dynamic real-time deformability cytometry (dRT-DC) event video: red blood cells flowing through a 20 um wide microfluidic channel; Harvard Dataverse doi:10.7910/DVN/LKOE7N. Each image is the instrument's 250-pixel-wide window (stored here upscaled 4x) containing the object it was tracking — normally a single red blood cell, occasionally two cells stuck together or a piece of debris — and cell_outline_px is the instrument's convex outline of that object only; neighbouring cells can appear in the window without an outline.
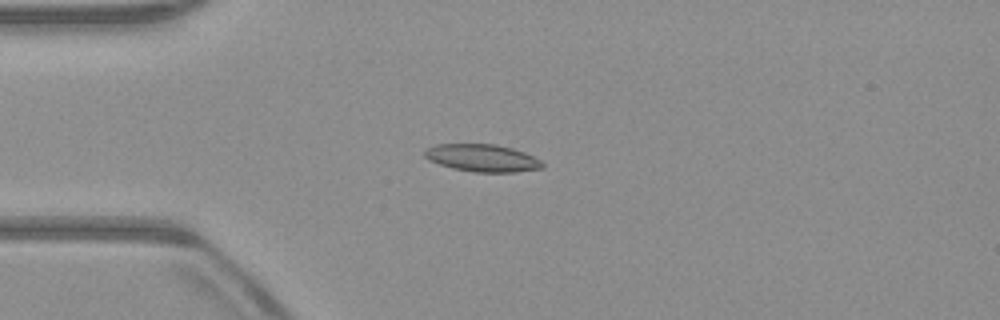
{"species": "common noctule bat (a hibernating species)", "species_latin": "Nyctalus noctula", "temperature_condition": "warm", "stored_images_in_passage": 52, "camera_frame_rate_fps": 3000, "um_per_image_px": 0.085, "animal": {"sex": "male", "body_mass_g": 23.1, "forearm_length_mm": 52.7}, "frame": {"image": 1, "passage_image": 13, "time_ms": 4.0, "image_size_px": [1000, 320], "cell_outline_px": [[544, 168], [516, 172], [472, 172], [452, 168], [428, 160], [424, 156], [424, 148], [436, 144], [496, 144], [512, 148], [524, 152], [540, 160], [544, 164]], "centroid_in_image_um": [40.97, 13.43], "position_along_channel_um": 44.0, "area_um2": 18.96}}
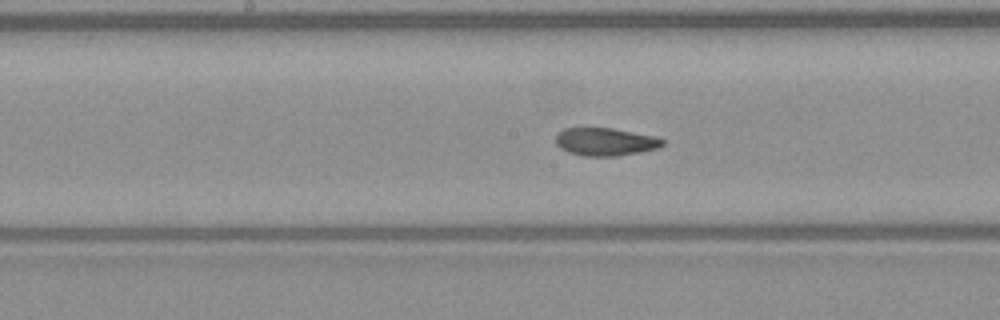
{"frame": {"image": 2, "passage_image": 26, "time_ms": 8.333, "image_size_px": [1000, 320], "cell_outline_px": [[664, 144], [660, 148], [640, 152], [616, 156], [584, 156], [568, 152], [560, 148], [556, 144], [556, 136], [564, 128], [612, 128], [656, 136], [664, 140]], "centroid_in_image_um": [51.48, 12.05], "position_along_channel_um": 196.7, "area_um2": 17.4}}
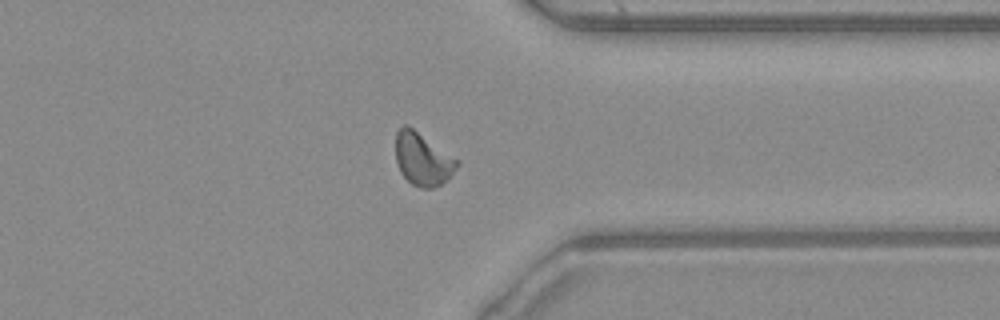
{"frame": {"image": 3, "passage_image": 40, "time_ms": 13.0, "image_size_px": [1000, 320], "cell_outline_px": [[460, 164], [440, 184], [432, 188], [420, 188], [412, 184], [400, 172], [396, 160], [396, 132], [404, 124], [408, 124], [460, 160]], "centroid_in_image_um": [35.92, 13.49], "position_along_channel_um": 375.5, "area_um2": 18.84}, "authors_computed_cell_mechanics": {"area_um2": 18.0336, "velocity_mm_per_s": 3.947, "shape_relaxation_time_tau1_ms": null, "shape_relaxation_time_tau2_ms": 1.8344, "deformation_change_tau1": null, "deformation_change_tau2": 0.07}}